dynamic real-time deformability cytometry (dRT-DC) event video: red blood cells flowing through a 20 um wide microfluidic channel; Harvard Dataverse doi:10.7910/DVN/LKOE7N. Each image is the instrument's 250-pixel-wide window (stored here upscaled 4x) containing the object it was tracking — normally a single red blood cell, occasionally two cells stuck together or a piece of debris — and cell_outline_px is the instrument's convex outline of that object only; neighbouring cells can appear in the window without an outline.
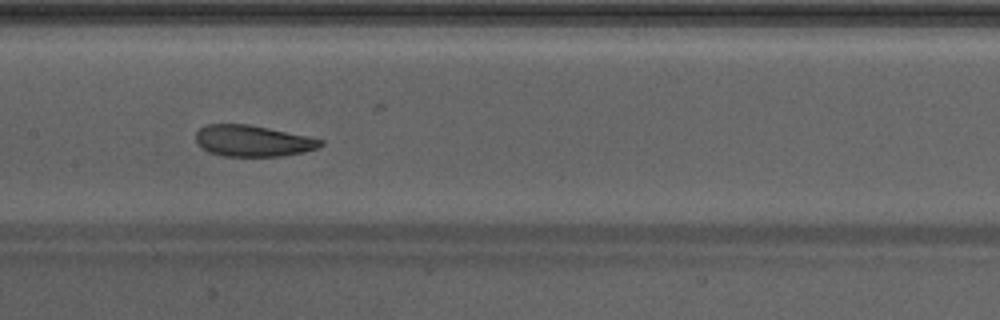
{"species": "Egyptian fruit bat (a non-hibernating species)", "species_latin": "Rousettus aegyptiacus", "temperature_condition": "warm", "stored_images_in_passage": 43, "camera_frame_rate_fps": 3000, "um_per_image_px": 0.085, "animal": {"sex": "male"}, "frame": {"image": 1, "passage_image": 19, "time_ms": 6.0, "image_size_px": [1000, 320], "cell_outline_px": [[324, 144], [316, 148], [304, 152], [280, 156], [220, 156], [208, 152], [196, 140], [196, 132], [200, 128], [208, 124], [248, 124], [308, 136], [324, 140]], "centroid_in_image_um": [21.5, 11.98], "position_along_channel_um": 185.9, "area_um2": 22.6}}
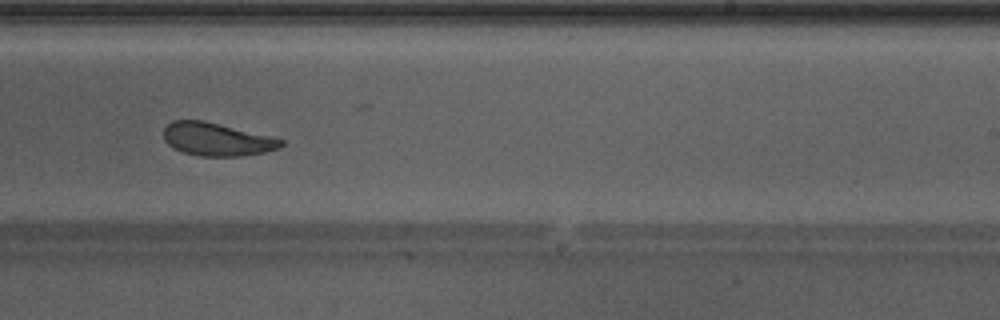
{"frame": {"image": 2, "passage_image": 25, "time_ms": 8.0, "image_size_px": [1000, 320], "cell_outline_px": [[284, 144], [276, 148], [264, 152], [244, 156], [200, 156], [184, 152], [172, 148], [164, 140], [164, 128], [172, 120], [204, 120], [284, 140]], "centroid_in_image_um": [18.38, 11.84], "position_along_channel_um": 270.6, "area_um2": 22.37}, "authors_computed_cell_mechanics": {"area_um2": 24.3916, "velocity_mm_per_s": 4.2461, "shape_relaxation_time_tau1_ms": 3.4729, "shape_relaxation_time_tau2_ms": 1.8726, "deformation_change_tau1": 0.1123, "deformation_change_tau2": 0.0682}}